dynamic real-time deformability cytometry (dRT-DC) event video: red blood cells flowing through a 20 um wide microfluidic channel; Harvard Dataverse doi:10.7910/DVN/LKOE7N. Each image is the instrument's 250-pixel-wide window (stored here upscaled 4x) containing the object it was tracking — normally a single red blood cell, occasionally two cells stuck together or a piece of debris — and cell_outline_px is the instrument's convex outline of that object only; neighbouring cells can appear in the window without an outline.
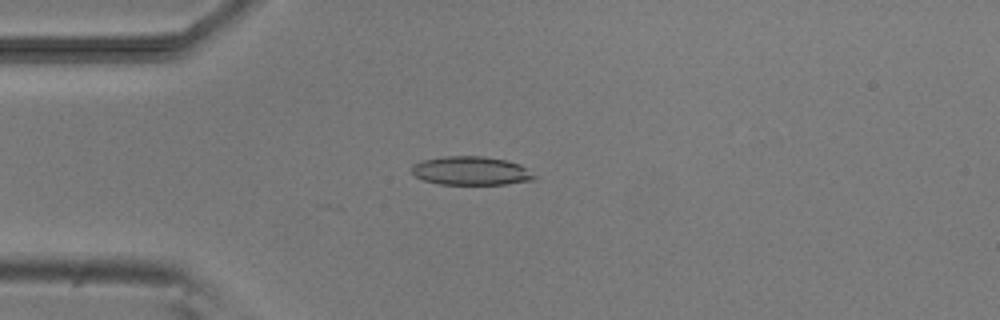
{"species": "common noctule bat (a hibernating species)", "species_latin": "Nyctalus noctula", "temperature_condition": "room temperature", "stored_images_in_passage": 7, "camera_frame_rate_fps": 3000, "um_per_image_px": 0.085, "animal": {"sex": "male", "body_mass_g": 20.5, "forearm_length_mm": 52.5}, "frame": {"image": 1, "passage_image": 3, "time_ms": 2.333, "image_size_px": [1000, 320], "cell_outline_px": [[536, 180], [508, 184], [440, 184], [424, 180], [416, 176], [412, 172], [412, 164], [420, 160], [444, 156], [484, 156], [508, 160], [520, 164], [536, 176]], "centroid_in_image_um": [40.05, 14.51], "position_along_channel_um": 44.9, "area_um2": 20.63}}
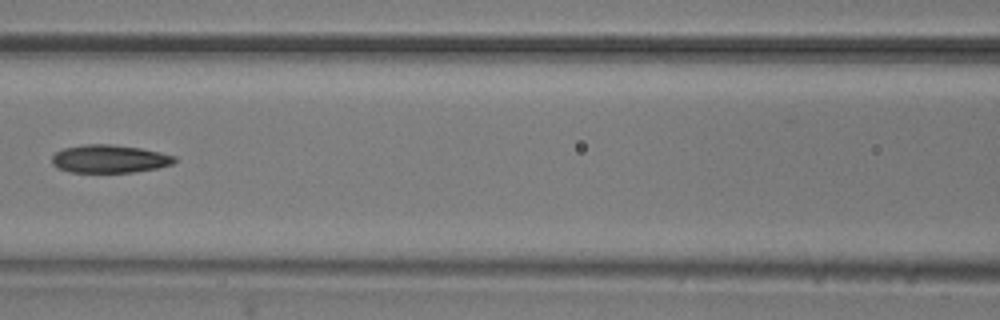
{"frame": {"image": 2, "passage_image": 6, "time_ms": 5.667, "image_size_px": [1000, 320], "cell_outline_px": [[176, 160], [172, 164], [156, 168], [132, 172], [68, 172], [56, 168], [52, 164], [52, 156], [56, 152], [64, 148], [84, 144], [112, 144], [140, 148], [160, 152], [176, 156]], "centroid_in_image_um": [9.28, 13.5], "position_along_channel_um": 157.3, "area_um2": 20.06}}
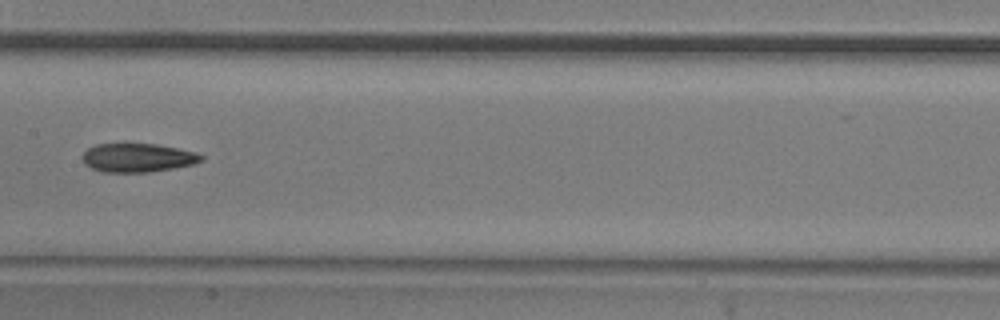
{"frame": {"image": 3, "passage_image": 7, "time_ms": 6.667, "image_size_px": [1000, 320], "cell_outline_px": [[204, 160], [192, 164], [172, 168], [148, 172], [104, 172], [92, 168], [84, 164], [84, 152], [88, 148], [96, 144], [124, 140], [156, 144], [196, 152], [204, 156]], "centroid_in_image_um": [11.67, 13.35], "position_along_channel_um": 195.7, "area_um2": 20.52}}